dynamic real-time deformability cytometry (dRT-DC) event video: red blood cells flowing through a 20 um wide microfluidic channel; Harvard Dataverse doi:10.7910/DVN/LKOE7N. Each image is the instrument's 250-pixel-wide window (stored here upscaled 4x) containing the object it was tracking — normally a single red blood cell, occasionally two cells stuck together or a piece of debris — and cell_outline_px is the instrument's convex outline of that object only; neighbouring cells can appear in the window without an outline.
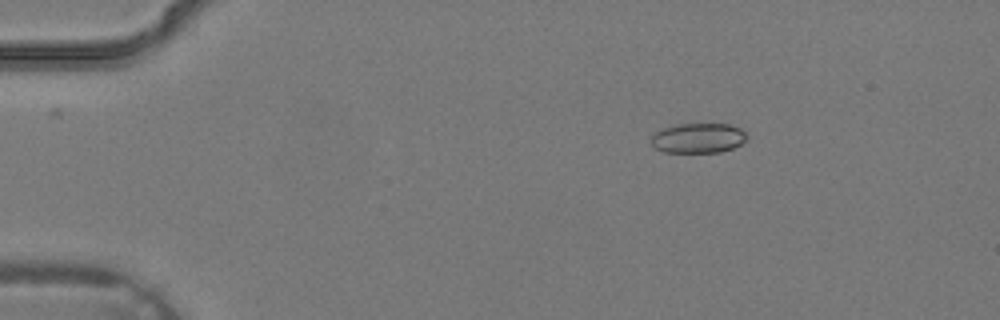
{"species": "common noctule bat (a hibernating species)", "species_latin": "Nyctalus noctula", "temperature_condition": "warm", "stored_images_in_passage": 31, "camera_frame_rate_fps": 3000, "um_per_image_px": 0.085, "animal": {"sex": "male", "body_mass_g": 19.2, "forearm_length_mm": 51.8}, "frame": {"image": 1, "passage_image": 1, "time_ms": 0.0, "image_size_px": [1000, 320], "cell_outline_px": [[748, 136], [740, 144], [732, 148], [720, 152], [664, 152], [656, 148], [652, 144], [652, 136], [656, 132], [664, 128], [676, 124], [728, 124], [740, 128]], "centroid_in_image_um": [59.35, 11.73], "position_along_channel_um": 25.7, "area_um2": 16.47}}
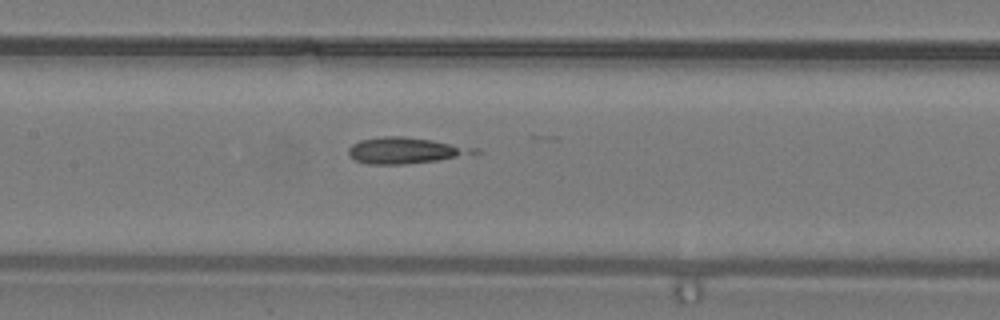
{"frame": {"image": 2, "passage_image": 13, "time_ms": 4.0, "image_size_px": [1000, 320], "cell_outline_px": [[480, 152], [436, 160], [404, 164], [368, 164], [356, 160], [348, 156], [348, 148], [352, 144], [360, 140], [380, 136], [404, 136], [432, 140], [480, 148]], "centroid_in_image_um": [34.41, 12.77], "position_along_channel_um": 173.0, "area_um2": 19.07}}
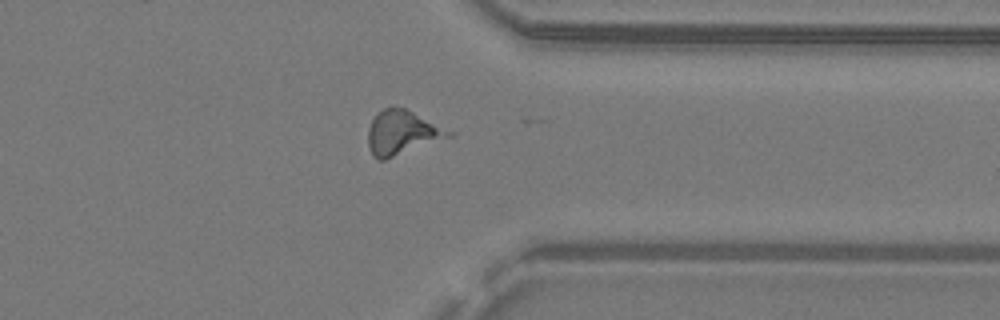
{"frame": {"image": 3, "passage_image": 24, "time_ms": 7.667, "image_size_px": [1000, 320], "cell_outline_px": [[456, 132], [452, 136], [384, 160], [376, 160], [372, 156], [368, 144], [368, 128], [376, 112], [392, 104], [404, 108]], "centroid_in_image_um": [34.16, 11.25], "position_along_channel_um": 377.2, "area_um2": 21.04}}